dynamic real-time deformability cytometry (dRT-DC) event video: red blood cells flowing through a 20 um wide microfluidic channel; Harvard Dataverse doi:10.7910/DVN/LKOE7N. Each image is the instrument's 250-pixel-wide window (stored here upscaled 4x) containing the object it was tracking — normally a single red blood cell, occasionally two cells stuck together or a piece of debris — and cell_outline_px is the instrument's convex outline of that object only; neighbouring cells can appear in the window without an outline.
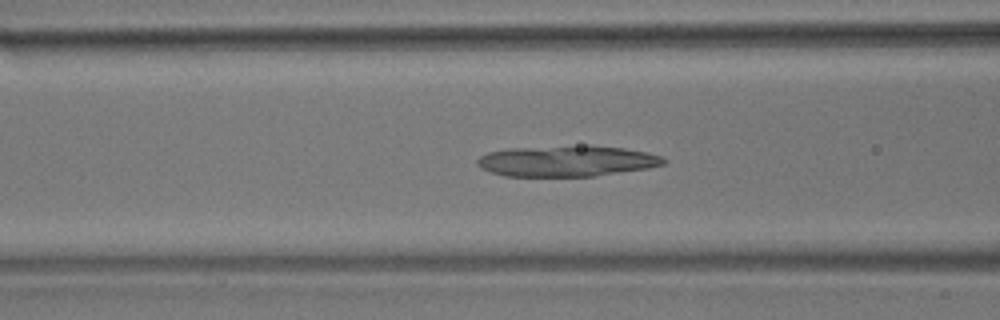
{"species": "common noctule bat (a hibernating species)", "species_latin": "Nyctalus noctula", "temperature_condition": "room temperature", "stored_images_in_passage": 54, "camera_frame_rate_fps": 3000, "um_per_image_px": 0.085, "animal": {"sex": "male", "body_mass_g": 17.9}, "frame": {"image": 1, "passage_image": 21, "time_ms": 6.667, "image_size_px": [1000, 320], "cell_outline_px": [[668, 160], [664, 164], [648, 168], [596, 176], [504, 176], [480, 168], [476, 164], [476, 160], [480, 156], [488, 152], [508, 148], [624, 148], [648, 152], [664, 156]], "centroid_in_image_um": [48.18, 13.73], "position_along_channel_um": 118.4, "area_um2": 32.54}}
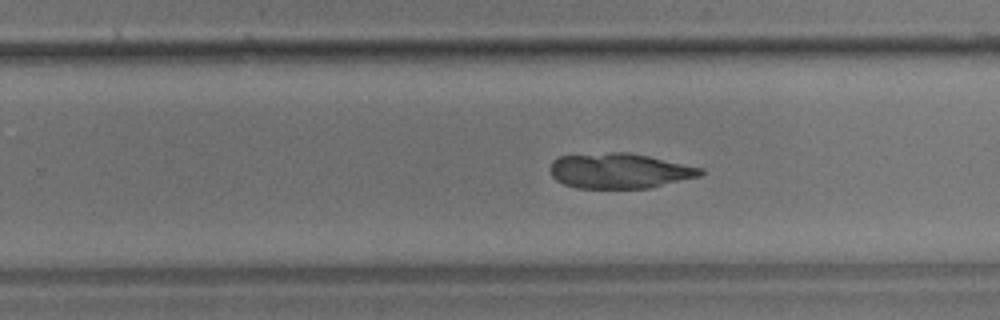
{"frame": {"image": 2, "passage_image": 34, "time_ms": 11.0, "image_size_px": [1000, 320], "cell_outline_px": [[704, 172], [700, 176], [652, 188], [576, 188], [564, 184], [556, 180], [552, 176], [548, 168], [552, 160], [560, 156], [612, 152], [628, 152], [648, 156], [704, 168]], "centroid_in_image_um": [52.65, 14.52], "position_along_channel_um": 277.1, "area_um2": 31.04}}
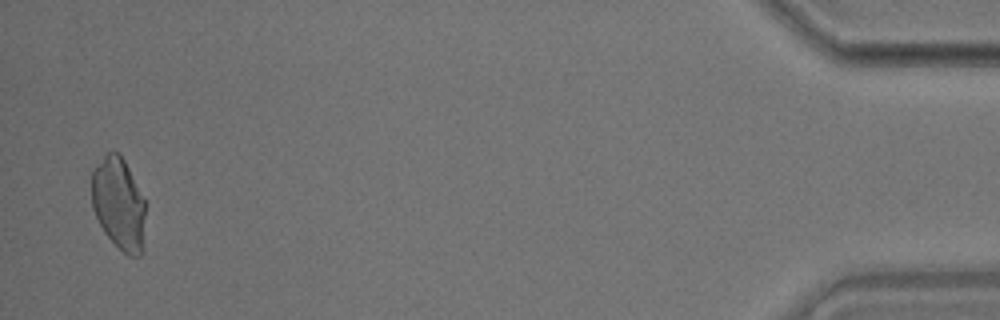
{"frame": {"image": 3, "passage_image": 53, "time_ms": 17.333, "image_size_px": [1000, 320], "cell_outline_px": [[144, 252], [140, 256], [128, 256], [104, 232], [92, 208], [92, 172], [104, 156], [108, 152], [120, 152], [144, 200]], "centroid_in_image_um": [10.1, 17.34], "position_along_channel_um": 425.1, "area_um2": 28.55}}